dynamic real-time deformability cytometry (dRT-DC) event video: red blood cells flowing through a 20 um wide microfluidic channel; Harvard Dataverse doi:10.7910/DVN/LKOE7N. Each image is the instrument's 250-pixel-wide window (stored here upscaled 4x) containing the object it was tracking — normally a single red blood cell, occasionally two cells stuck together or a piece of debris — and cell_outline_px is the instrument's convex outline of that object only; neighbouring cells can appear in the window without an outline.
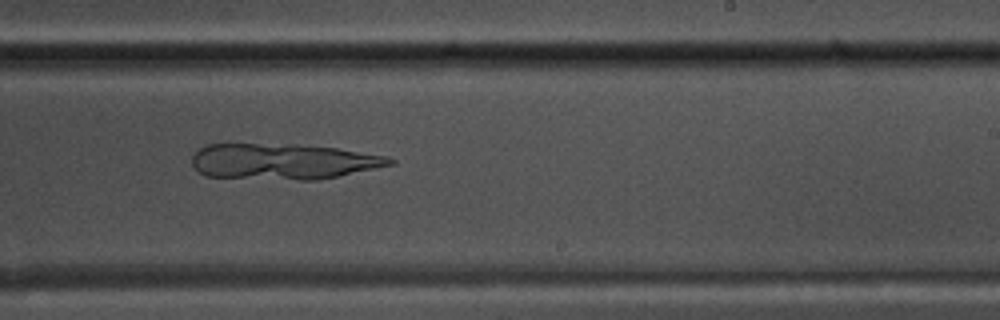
{"species": "common noctule bat (a hibernating species)", "species_latin": "Nyctalus noctula", "temperature_condition": "warm", "stored_images_in_passage": 36, "camera_frame_rate_fps": 3000, "um_per_image_px": 0.085, "animal": {"sex": "male", "body_mass_g": 17.5, "forearm_length_mm": 52.3}, "frame": {"image": 1, "passage_image": 16, "time_ms": 5.0, "image_size_px": [1000, 320], "cell_outline_px": [[396, 164], [316, 180], [300, 180], [204, 176], [196, 172], [192, 164], [192, 156], [200, 148], [208, 144], [292, 144], [336, 148], [388, 156], [396, 160]], "centroid_in_image_um": [24.05, 13.72], "position_along_channel_um": 265.0, "area_um2": 41.33}}